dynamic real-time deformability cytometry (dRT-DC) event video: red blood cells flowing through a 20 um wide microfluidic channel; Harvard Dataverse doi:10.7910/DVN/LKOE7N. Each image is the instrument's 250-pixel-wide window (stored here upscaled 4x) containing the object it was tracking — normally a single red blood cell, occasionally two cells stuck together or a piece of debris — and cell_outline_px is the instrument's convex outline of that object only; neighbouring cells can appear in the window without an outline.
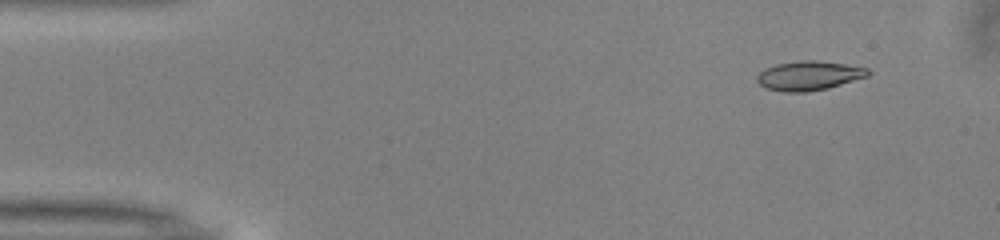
{"species": "common noctule bat (a hibernating species)", "species_latin": "Nyctalus noctula", "temperature_condition": "warm", "stored_images_in_passage": 50, "camera_frame_rate_fps": 3000, "um_per_image_px": 0.085, "animal": {"sex": "male", "body_mass_g": 13.0, "forearm_length_mm": 53.1}, "frame": {"image": 1, "passage_image": 5, "time_ms": 1.333, "image_size_px": [1000, 240], "cell_outline_px": [[872, 72], [868, 76], [828, 88], [808, 92], [784, 92], [764, 88], [756, 80], [756, 76], [764, 68], [776, 64], [800, 60], [816, 60], [844, 64], [868, 68]], "centroid_in_image_um": [68.74, 6.43], "position_along_channel_um": 16.3, "area_um2": 19.07}}
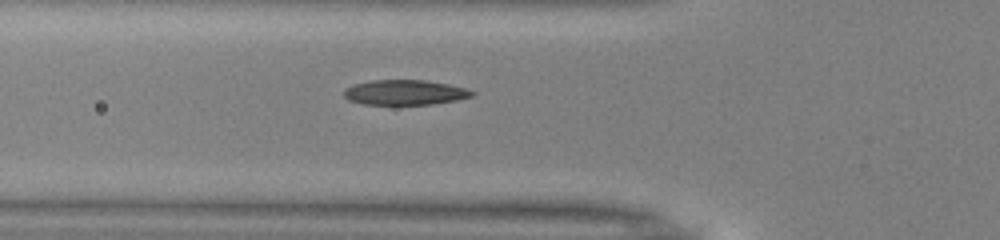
{"frame": {"image": 2, "passage_image": 18, "time_ms": 5.667, "image_size_px": [1000, 240], "cell_outline_px": [[476, 92], [472, 96], [456, 100], [432, 104], [364, 104], [348, 100], [344, 96], [344, 88], [352, 84], [372, 80], [424, 80], [448, 84], [464, 88]], "centroid_in_image_um": [34.37, 7.85], "position_along_channel_um": 91.4, "area_um2": 18.61}}
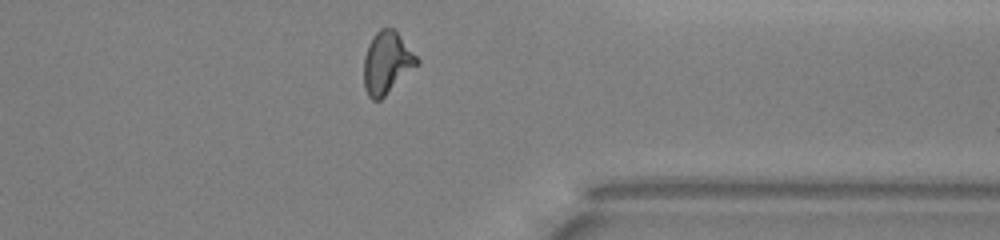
{"frame": {"image": 3, "passage_image": 40, "time_ms": 13.0, "image_size_px": [1000, 240], "cell_outline_px": [[420, 64], [380, 100], [372, 100], [368, 96], [364, 88], [364, 56], [368, 44], [372, 36], [380, 28], [392, 28], [400, 36], [420, 60]], "centroid_in_image_um": [32.88, 5.35], "position_along_channel_um": 378.5, "area_um2": 19.31}, "authors_computed_cell_mechanics": {"area_um2": 18.8139, "velocity_mm_per_s": 4.035, "shape_relaxation_time_tau1_ms": 6.3394, "shape_relaxation_time_tau2_ms": 1.9822, "deformation_change_tau1": 0.2052, "deformation_change_tau2": 0.0945}}